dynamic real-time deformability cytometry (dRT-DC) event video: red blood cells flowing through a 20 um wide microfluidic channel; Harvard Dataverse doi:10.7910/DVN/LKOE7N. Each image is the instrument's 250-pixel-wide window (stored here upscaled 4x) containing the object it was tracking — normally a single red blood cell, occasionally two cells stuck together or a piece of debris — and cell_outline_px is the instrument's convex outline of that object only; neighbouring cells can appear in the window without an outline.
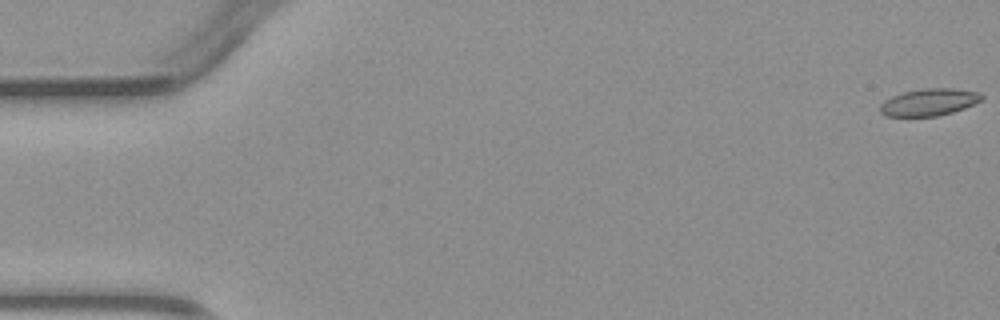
{"species": "common noctule bat (a hibernating species)", "species_latin": "Nyctalus noctula", "temperature_condition": "warm", "stored_images_in_passage": 4, "camera_frame_rate_fps": 3000, "um_per_image_px": 0.085, "animal": {"sex": "male", "body_mass_g": 23.1, "forearm_length_mm": 52.7}, "frame": {"image": 1, "passage_image": 1, "time_ms": 0.0, "image_size_px": [1000, 320], "cell_outline_px": [[984, 100], [964, 108], [940, 116], [884, 116], [880, 112], [880, 104], [884, 100], [892, 96], [904, 92], [924, 88], [956, 88], [980, 92], [984, 96]], "centroid_in_image_um": [79.01, 8.68], "position_along_channel_um": 6.0, "area_um2": 16.24}}